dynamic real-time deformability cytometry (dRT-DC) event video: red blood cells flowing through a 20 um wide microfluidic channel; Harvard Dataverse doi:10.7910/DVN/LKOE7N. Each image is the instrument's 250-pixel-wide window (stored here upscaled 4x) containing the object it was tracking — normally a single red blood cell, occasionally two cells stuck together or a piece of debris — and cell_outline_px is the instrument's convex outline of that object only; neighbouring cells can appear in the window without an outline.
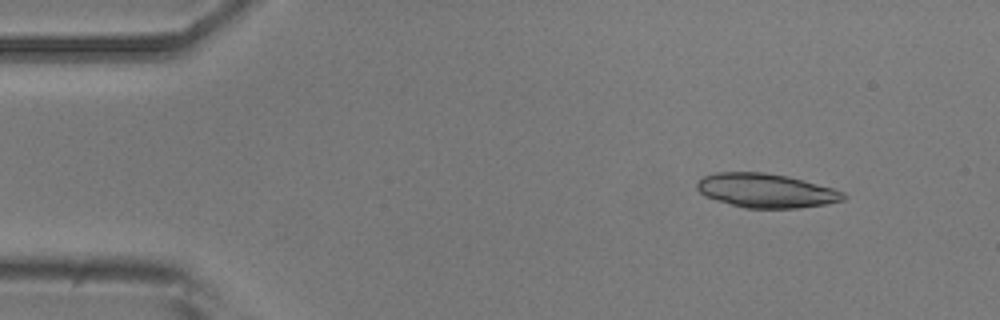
{"species": "common noctule bat (a hibernating species)", "species_latin": "Nyctalus noctula", "temperature_condition": "room temperature", "stored_images_in_passage": 3, "camera_frame_rate_fps": 3000, "um_per_image_px": 0.085, "animal": {"sex": "male", "body_mass_g": 20.5, "forearm_length_mm": 52.5}, "frame": {"image": 1, "passage_image": 1, "time_ms": 0.0, "image_size_px": [1000, 320], "cell_outline_px": [[848, 196], [844, 200], [824, 204], [800, 208], [744, 208], [716, 200], [704, 196], [696, 188], [696, 184], [704, 176], [716, 172], [764, 172], [788, 176], [832, 188], [844, 192]], "centroid_in_image_um": [65.11, 16.2], "position_along_channel_um": 19.9, "area_um2": 29.07}}